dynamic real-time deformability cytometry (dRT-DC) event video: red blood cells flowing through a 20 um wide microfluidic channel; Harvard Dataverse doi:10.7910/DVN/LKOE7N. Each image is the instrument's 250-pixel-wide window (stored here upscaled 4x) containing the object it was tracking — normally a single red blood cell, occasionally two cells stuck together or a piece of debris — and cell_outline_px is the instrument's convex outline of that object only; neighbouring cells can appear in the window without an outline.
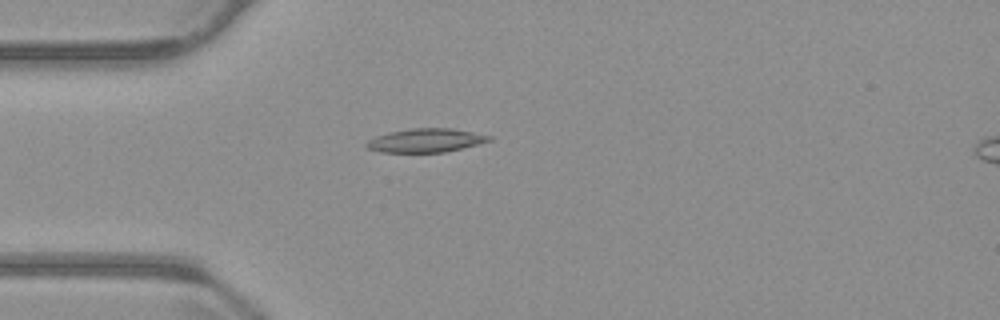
{"species": "common noctule bat (a hibernating species)", "species_latin": "Nyctalus noctula", "temperature_condition": "warm", "stored_images_in_passage": 41, "camera_frame_rate_fps": 3000, "um_per_image_px": 0.085, "animal": {"sex": "male", "body_mass_g": 23.1, "forearm_length_mm": 52.7}, "frame": {"image": 1, "passage_image": 1, "time_ms": 0.0, "image_size_px": [1000, 320], "cell_outline_px": [[492, 140], [444, 152], [380, 152], [368, 148], [364, 144], [368, 140], [376, 136], [388, 132], [412, 128], [452, 128], [492, 136]], "centroid_in_image_um": [36.15, 11.93], "position_along_channel_um": 48.8, "area_um2": 16.76}}
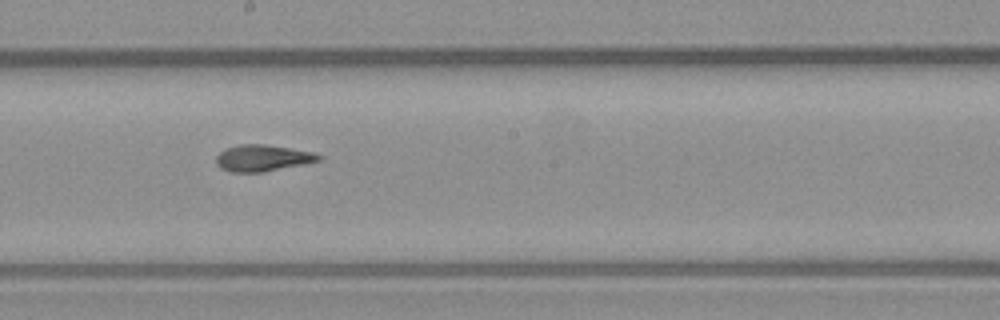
{"frame": {"image": 2, "passage_image": 16, "time_ms": 5.0, "image_size_px": [1000, 320], "cell_outline_px": [[324, 156], [320, 160], [304, 164], [264, 172], [228, 172], [220, 168], [216, 164], [216, 156], [220, 152], [228, 148], [240, 144], [264, 144], [312, 152]], "centroid_in_image_um": [22.3, 13.44], "position_along_channel_um": 225.9, "area_um2": 15.78}}
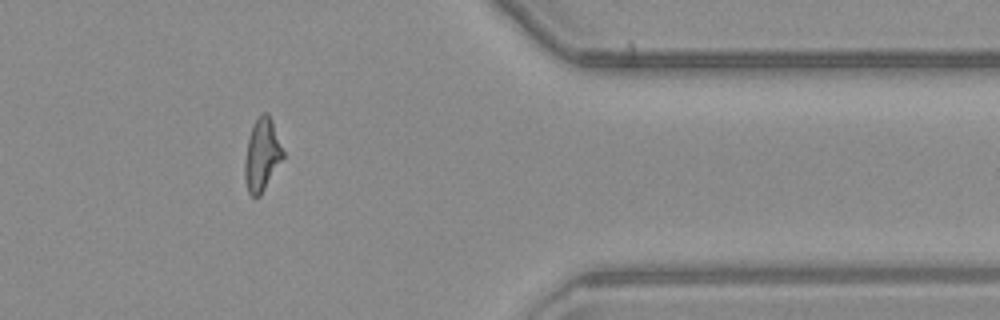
{"frame": {"image": 3, "passage_image": 31, "time_ms": 10.0, "image_size_px": [1000, 320], "cell_outline_px": [[284, 156], [260, 196], [252, 196], [248, 192], [244, 180], [244, 160], [248, 140], [252, 124], [264, 112], [268, 112], [272, 120], [284, 152]], "centroid_in_image_um": [22.25, 13.16], "position_along_channel_um": 389.1, "area_um2": 16.07}, "authors_computed_cell_mechanics": {"area_um2": 16.0684, "velocity_mm_per_s": 3.7405, "shape_relaxation_time_tau1_ms": 6.9677, "shape_relaxation_time_tau2_ms": 2.6596, "deformation_change_tau1": 0.1991, "deformation_change_tau2": 0.105}}